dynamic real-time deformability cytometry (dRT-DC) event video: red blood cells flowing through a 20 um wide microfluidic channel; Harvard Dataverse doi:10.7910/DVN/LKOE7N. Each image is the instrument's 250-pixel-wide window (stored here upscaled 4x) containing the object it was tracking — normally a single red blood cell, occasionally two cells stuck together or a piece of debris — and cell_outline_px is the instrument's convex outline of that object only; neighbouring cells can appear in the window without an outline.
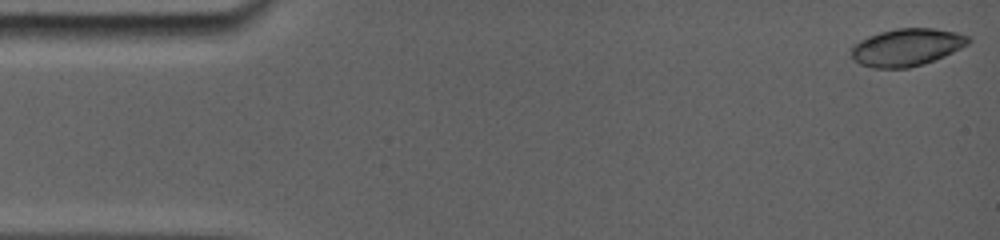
{"species": "common noctule bat (a hibernating species)", "species_latin": "Nyctalus noctula", "temperature_condition": "room temperature", "stored_images_in_passage": 5, "camera_frame_rate_fps": 5000, "um_per_image_px": 0.085, "animal": {"sex": "female", "body_mass_g": 19.0, "forearm_length_mm": 56.7}, "frame": {"image": 1, "passage_image": 1, "time_ms": 0.0, "image_size_px": [1000, 240], "cell_outline_px": [[972, 40], [968, 44], [944, 56], [924, 64], [908, 68], [872, 68], [860, 64], [852, 56], [852, 44], [868, 36], [880, 32], [896, 28], [936, 28], [956, 32], [968, 36]], "centroid_in_image_um": [77.07, 4.01], "position_along_channel_um": 7.9, "area_um2": 25.55}}
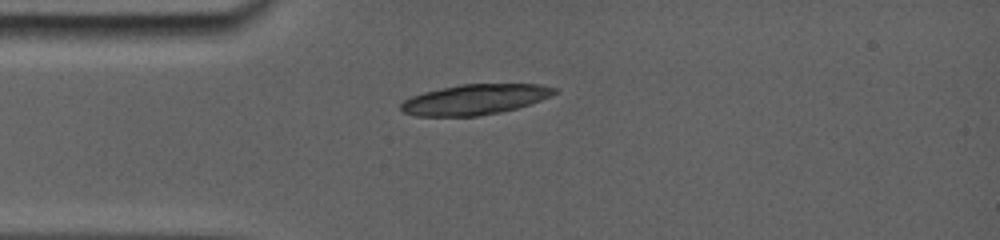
{"frame": {"image": 2, "passage_image": 5, "time_ms": 3.8, "image_size_px": [1000, 240], "cell_outline_px": [[560, 92], [552, 96], [516, 108], [500, 112], [476, 116], [416, 116], [404, 112], [400, 108], [400, 104], [404, 100], [412, 96], [424, 92], [440, 88], [460, 84], [540, 84], [556, 88]], "centroid_in_image_um": [40.38, 8.45], "position_along_channel_um": 44.6, "area_um2": 27.11}}